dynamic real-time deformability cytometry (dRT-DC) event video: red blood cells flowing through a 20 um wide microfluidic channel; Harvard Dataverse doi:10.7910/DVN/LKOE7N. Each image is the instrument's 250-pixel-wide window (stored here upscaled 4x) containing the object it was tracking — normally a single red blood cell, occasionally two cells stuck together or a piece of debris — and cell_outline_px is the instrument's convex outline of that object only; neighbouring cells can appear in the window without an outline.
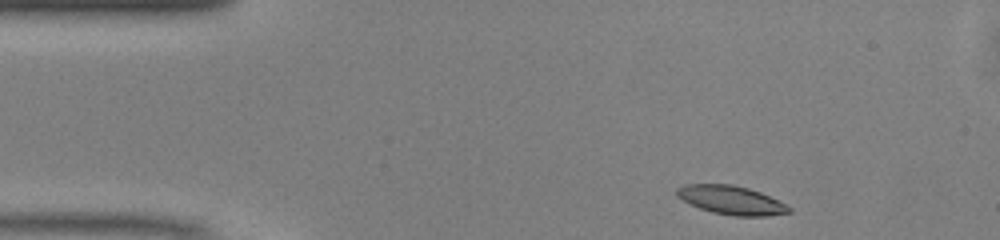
{"species": "common noctule bat (a hibernating species)", "species_latin": "Nyctalus noctula", "temperature_condition": "warm", "stored_images_in_passage": 43, "camera_frame_rate_fps": 3000, "um_per_image_px": 0.085, "animal": {"sex": "male", "body_mass_g": 13.0, "forearm_length_mm": 53.1}, "frame": {"image": 1, "passage_image": 1, "time_ms": 0.0, "image_size_px": [1000, 240], "cell_outline_px": [[792, 212], [768, 216], [732, 216], [712, 212], [700, 208], [676, 196], [676, 188], [684, 184], [732, 184], [748, 188], [760, 192], [792, 208]], "centroid_in_image_um": [62.15, 17.01], "position_along_channel_um": 22.9, "area_um2": 18.67}}
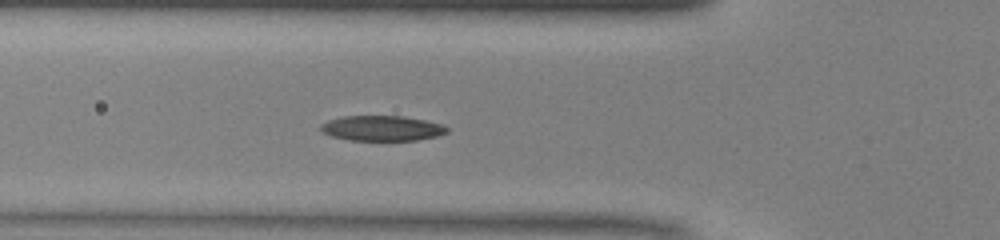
{"frame": {"image": 2, "passage_image": 11, "time_ms": 3.333, "image_size_px": [1000, 240], "cell_outline_px": [[448, 132], [436, 136], [416, 140], [348, 140], [332, 136], [320, 132], [320, 124], [328, 120], [344, 116], [400, 116], [424, 120], [444, 124], [448, 128]], "centroid_in_image_um": [32.44, 10.9], "position_along_channel_um": 93.4, "area_um2": 18.55}}
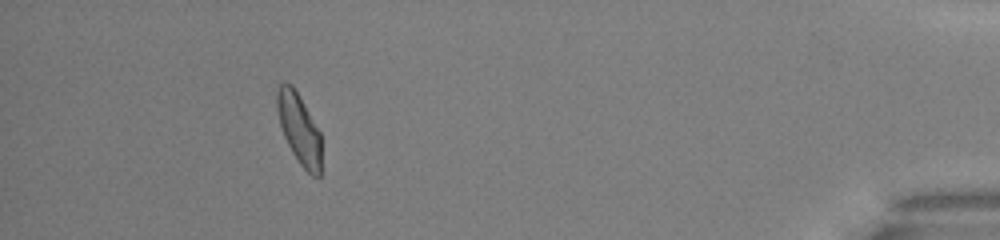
{"frame": {"image": 3, "passage_image": 39, "time_ms": 12.667, "image_size_px": [1000, 240], "cell_outline_px": [[320, 176], [312, 176], [300, 164], [292, 152], [284, 136], [280, 124], [276, 108], [276, 88], [284, 80], [292, 84], [320, 132]], "centroid_in_image_um": [25.39, 10.9], "position_along_channel_um": 409.8, "area_um2": 18.03}, "authors_computed_cell_mechanics": {"area_um2": 18.7272, "velocity_mm_per_s": 4.1086, "shape_relaxation_time_tau1_ms": 3.7613, "shape_relaxation_time_tau2_ms": 2.6236, "deformation_change_tau1": 0.1367, "deformation_change_tau2": 0.0927}}